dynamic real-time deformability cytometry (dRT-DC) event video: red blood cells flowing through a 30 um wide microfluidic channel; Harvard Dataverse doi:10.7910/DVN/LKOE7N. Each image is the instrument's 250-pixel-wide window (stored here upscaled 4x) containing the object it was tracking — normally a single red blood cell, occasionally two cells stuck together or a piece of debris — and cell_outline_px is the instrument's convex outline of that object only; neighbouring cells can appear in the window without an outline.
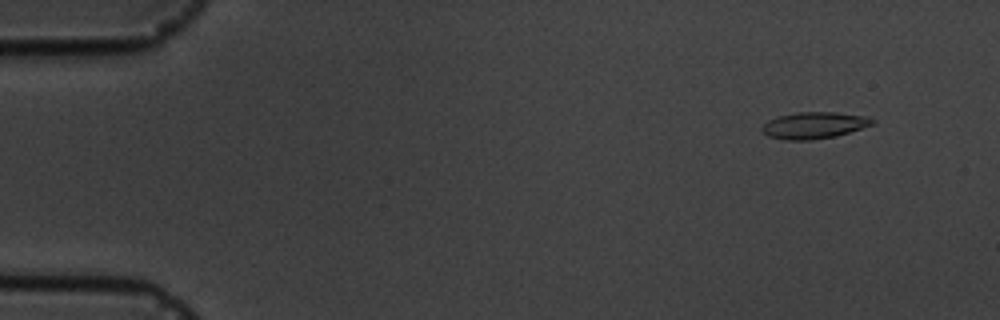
{"species": "common noctule bat (a hibernating species)", "species_latin": "Nyctalus noctula", "temperature_condition": "cold", "stored_images_in_passage": 16, "camera_frame_rate_fps": 3000, "um_per_image_px": 0.085, "animal": {"sex": "male", "body_mass_g": 19.5, "forearm_length_mm": 54.6}, "frame": {"image": 1, "passage_image": 1, "time_ms": 0.0, "image_size_px": [1000, 320], "cell_outline_px": [[876, 120], [872, 124], [836, 136], [812, 140], [784, 140], [768, 136], [760, 132], [760, 128], [768, 120], [780, 116], [796, 112], [836, 112], [864, 116]], "centroid_in_image_um": [69.13, 10.66], "position_along_channel_um": 15.9, "area_um2": 17.05}}
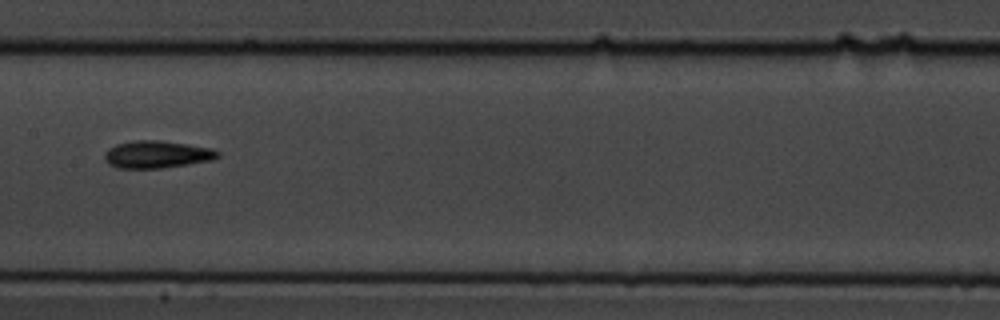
{"frame": {"image": 2, "passage_image": 8, "time_ms": 8.0, "image_size_px": [1000, 320], "cell_outline_px": [[220, 156], [212, 160], [188, 164], [160, 168], [116, 168], [108, 164], [104, 160], [104, 152], [108, 148], [116, 144], [136, 140], [160, 140], [188, 144], [212, 148], [220, 152]], "centroid_in_image_um": [13.32, 13.12], "position_along_channel_um": 194.1, "area_um2": 18.21}}
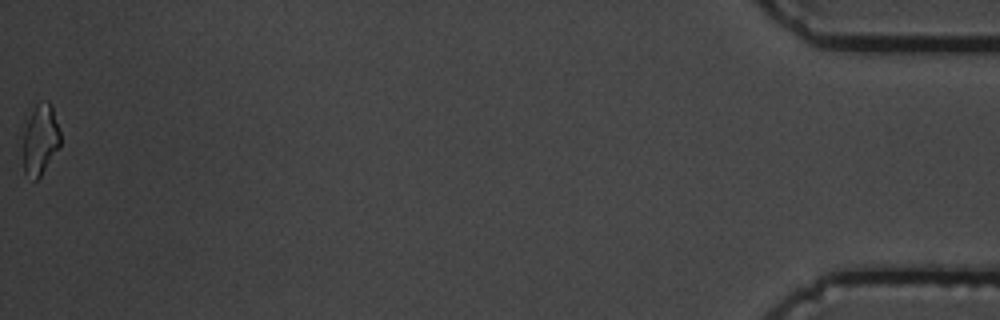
{"frame": {"image": 3, "passage_image": 16, "time_ms": 17.333, "image_size_px": [1000, 320], "cell_outline_px": [[60, 148], [40, 176], [36, 180], [32, 180], [24, 172], [24, 132], [28, 120], [36, 104], [40, 100], [48, 100], [52, 104], [60, 132]], "centroid_in_image_um": [3.46, 11.85], "position_along_channel_um": 431.7, "area_um2": 15.32}, "authors_computed_cell_mechanics": {"area_um2": 16.6753, "velocity_mm_per_s": 3.5744, "shape_relaxation_time_tau1_ms": 6.2605, "shape_relaxation_time_tau2_ms": 5.3273, "deformation_change_tau1": 0.1436, "deformation_change_tau2": 0.15}}